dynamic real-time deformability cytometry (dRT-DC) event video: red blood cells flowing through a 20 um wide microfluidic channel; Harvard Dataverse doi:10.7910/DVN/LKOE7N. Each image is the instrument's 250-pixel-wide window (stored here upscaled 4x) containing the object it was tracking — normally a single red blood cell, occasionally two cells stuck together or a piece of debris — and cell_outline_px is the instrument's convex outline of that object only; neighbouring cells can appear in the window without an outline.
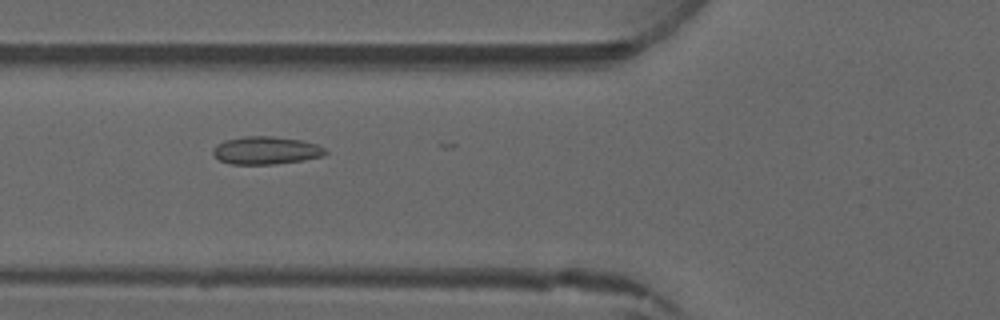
{"species": "common noctule bat (a hibernating species)", "species_latin": "Nyctalus noctula", "temperature_condition": "warm", "stored_images_in_passage": 6, "camera_frame_rate_fps": 3000, "um_per_image_px": 0.085, "animal": {"sex": "male", "forearm_length_mm": 52.5}, "frame": {"image": 1, "passage_image": 5, "time_ms": 5.333, "image_size_px": [1000, 320], "cell_outline_px": [[328, 152], [324, 156], [300, 160], [272, 164], [228, 164], [220, 160], [212, 152], [212, 148], [216, 144], [224, 140], [244, 136], [272, 136], [300, 140], [316, 144], [324, 148]], "centroid_in_image_um": [22.57, 12.78], "position_along_channel_um": 103.2, "area_um2": 18.15}}
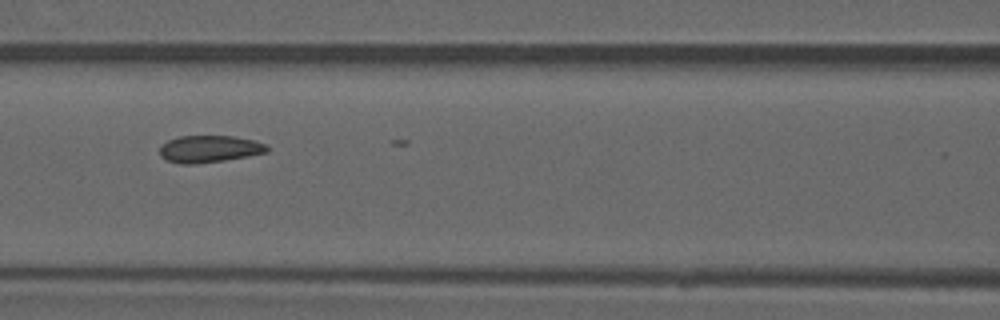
{"frame": {"image": 2, "passage_image": 6, "time_ms": 6.333, "image_size_px": [1000, 320], "cell_outline_px": [[268, 152], [224, 160], [192, 164], [180, 164], [168, 160], [160, 156], [160, 144], [168, 140], [180, 136], [236, 136], [268, 144]], "centroid_in_image_um": [17.78, 12.65], "position_along_channel_um": 148.8, "area_um2": 16.88}}